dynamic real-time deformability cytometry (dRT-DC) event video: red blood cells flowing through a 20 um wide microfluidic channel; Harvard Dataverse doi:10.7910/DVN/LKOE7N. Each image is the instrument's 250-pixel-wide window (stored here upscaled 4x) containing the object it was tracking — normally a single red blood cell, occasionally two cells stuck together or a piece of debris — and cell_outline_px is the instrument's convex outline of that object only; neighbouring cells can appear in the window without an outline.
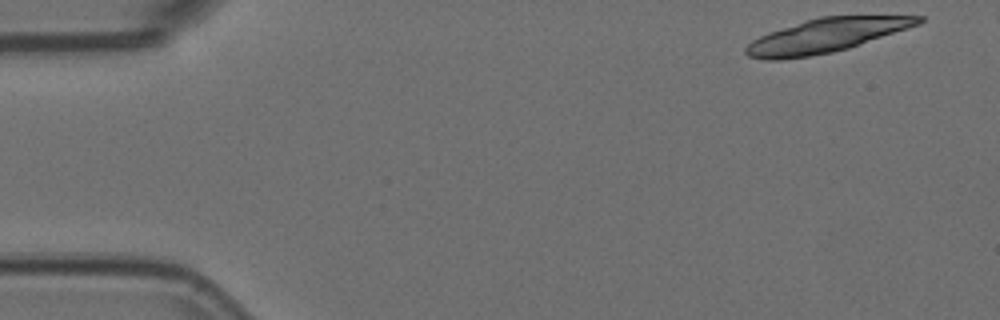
{"species": "Egyptian fruit bat (a non-hibernating species)", "species_latin": "Rousettus aegyptiacus", "temperature_condition": "room temperature", "stored_images_in_passage": 17, "camera_frame_rate_fps": 3000, "um_per_image_px": 0.085, "animal": {"sex": "female"}, "frame": {"image": 1, "passage_image": 1, "time_ms": 0.0, "image_size_px": [1000, 320], "cell_outline_px": [[924, 20], [920, 24], [848, 48], [832, 52], [808, 56], [780, 60], [764, 60], [748, 56], [744, 52], [744, 48], [752, 40], [760, 36], [804, 20], [820, 16], [924, 16]], "centroid_in_image_um": [70.18, 3.02], "position_along_channel_um": 14.8, "area_um2": 33.7}}